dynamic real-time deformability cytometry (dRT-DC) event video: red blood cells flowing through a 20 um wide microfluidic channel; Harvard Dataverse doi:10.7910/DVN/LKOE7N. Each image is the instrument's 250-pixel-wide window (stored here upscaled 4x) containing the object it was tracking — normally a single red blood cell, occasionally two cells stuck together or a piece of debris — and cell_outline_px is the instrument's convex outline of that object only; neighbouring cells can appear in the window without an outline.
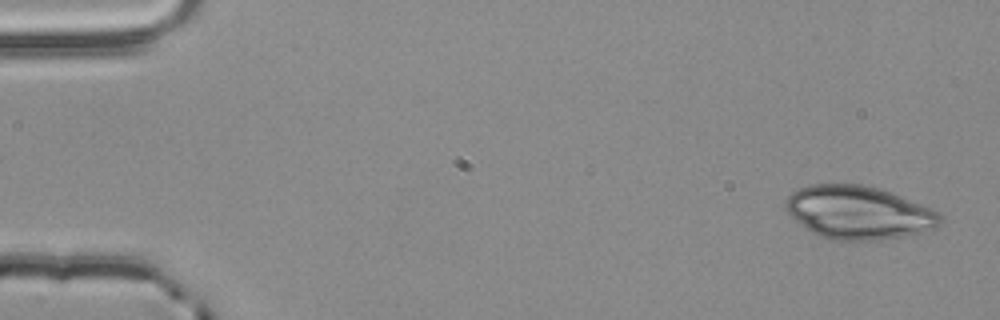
{"species": "common noctule bat (a hibernating species)", "species_latin": "Nyctalus noctula", "temperature_condition": "room temperature", "stored_images_in_passage": 3, "segment_of_instrument_passage": [2, 2], "camera_frame_rate_fps": 3000, "um_per_image_px": 0.085, "animal": {"sex": "male", "body_mass_g": 20.4}, "frame": {"image": 1, "passage_image": 3, "time_ms": 0.667, "image_size_px": [1000, 320], "cell_outline_px": [[944, 220], [936, 228], [904, 236], [880, 240], [836, 240], [820, 236], [804, 228], [784, 208], [784, 200], [792, 192], [808, 184], [860, 184], [892, 192], [940, 212]], "centroid_in_image_um": [72.98, 18.06], "position_along_channel_um": 12.0, "area_um2": 48.03}}